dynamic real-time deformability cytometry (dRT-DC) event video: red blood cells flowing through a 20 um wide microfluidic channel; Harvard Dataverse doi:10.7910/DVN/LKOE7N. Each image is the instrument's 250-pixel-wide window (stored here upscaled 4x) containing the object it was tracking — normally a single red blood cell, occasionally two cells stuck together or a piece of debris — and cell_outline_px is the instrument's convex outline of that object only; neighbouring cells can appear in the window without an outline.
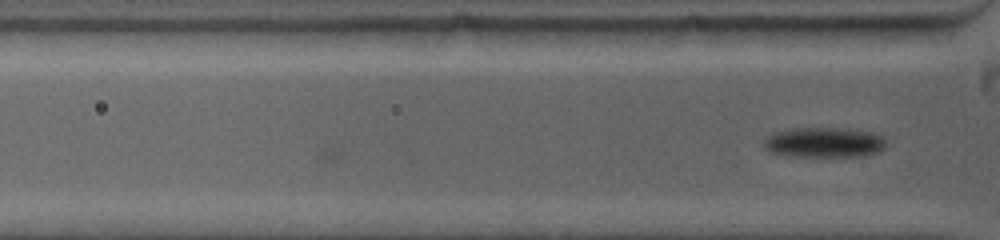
{"species": "common noctule bat (a hibernating species)", "species_latin": "Nyctalus noctula", "temperature_condition": "warm", "stored_images_in_passage": 3, "camera_frame_rate_fps": 5000, "um_per_image_px": 0.085, "animal": {"sex": "female", "body_mass_g": 19.0, "forearm_length_mm": 53.3}, "frame": {"image": 1, "passage_image": 3, "time_ms": 0.6, "image_size_px": [1000, 240], "cell_outline_px": [[888, 144], [880, 152], [864, 156], [796, 156], [772, 152], [764, 148], [764, 140], [768, 136], [776, 132], [788, 128], [848, 128], [872, 132], [888, 140]], "centroid_in_image_um": [70.12, 12.09], "position_along_channel_um": 55.7, "area_um2": 21.62}}